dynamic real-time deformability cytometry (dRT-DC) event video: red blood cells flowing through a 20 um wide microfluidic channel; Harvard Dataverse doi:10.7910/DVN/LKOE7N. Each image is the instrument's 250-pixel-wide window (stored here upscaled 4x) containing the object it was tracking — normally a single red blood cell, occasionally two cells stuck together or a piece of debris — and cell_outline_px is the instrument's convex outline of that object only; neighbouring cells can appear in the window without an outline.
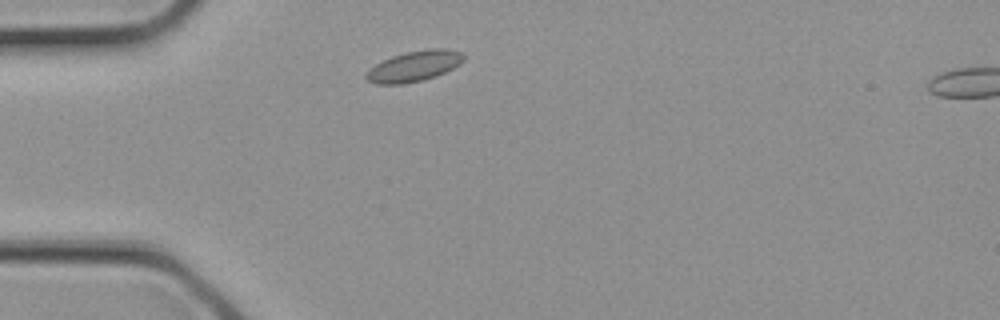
{"species": "common noctule bat (a hibernating species)", "species_latin": "Nyctalus noctula", "temperature_condition": "cold", "stored_images_in_passage": 2, "camera_frame_rate_fps": 3000, "um_per_image_px": 0.085, "animal": {"sex": "female", "body_mass_g": 21.9}, "frame": {"image": 1, "passage_image": 1, "time_ms": 0.0, "image_size_px": [1000, 320], "cell_outline_px": [[464, 60], [460, 64], [436, 76], [424, 80], [404, 84], [376, 84], [368, 80], [364, 76], [368, 68], [392, 56], [404, 52], [428, 48], [444, 48], [460, 52], [464, 56]], "centroid_in_image_um": [35.18, 5.62], "position_along_channel_um": 49.8, "area_um2": 17.46}}